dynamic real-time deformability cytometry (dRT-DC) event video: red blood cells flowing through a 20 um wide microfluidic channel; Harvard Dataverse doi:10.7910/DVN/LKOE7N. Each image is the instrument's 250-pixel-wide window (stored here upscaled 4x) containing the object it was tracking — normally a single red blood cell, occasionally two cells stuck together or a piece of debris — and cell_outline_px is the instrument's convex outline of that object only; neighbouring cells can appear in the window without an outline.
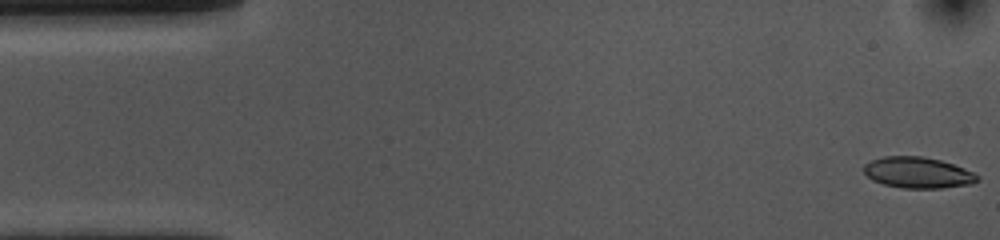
{"species": "common noctule bat (a hibernating species)", "species_latin": "Nyctalus noctula", "temperature_condition": "cold", "stored_images_in_passage": 53, "camera_frame_rate_fps": 3000, "um_per_image_px": 0.085, "animal": {"sex": "female", "body_mass_g": 10.0, "forearm_length_mm": 53.1}, "frame": {"image": 1, "passage_image": 1, "time_ms": 0.0, "image_size_px": [1000, 240], "cell_outline_px": [[980, 180], [972, 184], [940, 188], [900, 188], [884, 184], [872, 180], [864, 172], [864, 164], [872, 160], [884, 156], [920, 156], [940, 160], [964, 168], [980, 176]], "centroid_in_image_um": [78.03, 14.68], "position_along_channel_um": 7.0, "area_um2": 20.52}}
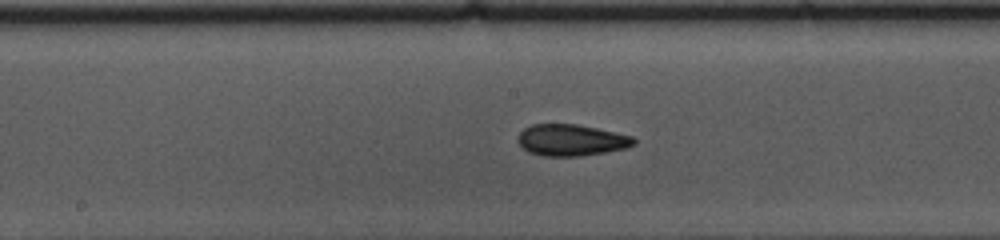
{"frame": {"image": 2, "passage_image": 26, "time_ms": 8.333, "image_size_px": [1000, 240], "cell_outline_px": [[636, 144], [628, 148], [580, 156], [544, 156], [528, 152], [516, 140], [516, 136], [524, 128], [532, 124], [576, 124], [596, 128], [632, 136], [636, 140]], "centroid_in_image_um": [48.54, 11.91], "position_along_channel_um": 199.7, "area_um2": 21.33}}
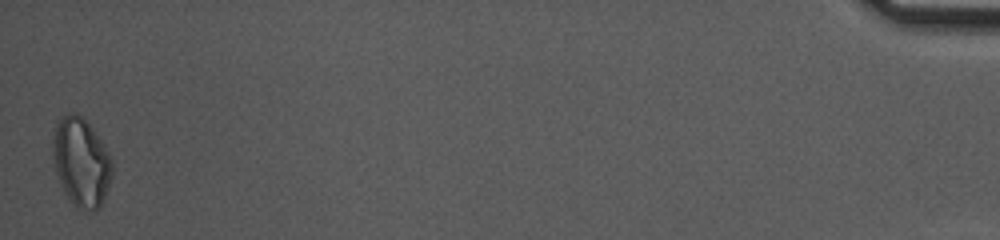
{"frame": {"image": 3, "passage_image": 53, "time_ms": 17.333, "image_size_px": [1000, 240], "cell_outline_px": [[112, 176], [108, 188], [100, 208], [92, 212], [76, 208], [72, 204], [64, 192], [56, 172], [52, 156], [52, 140], [56, 124], [68, 112], [76, 112], [92, 128], [108, 152], [112, 160]], "centroid_in_image_um": [6.89, 13.82], "position_along_channel_um": 428.3, "area_um2": 30.69}, "authors_computed_cell_mechanics": {"area_um2": 20.808, "velocity_mm_per_s": 3.6632, "shape_relaxation_time_tau1_ms": 7.9008, "shape_relaxation_time_tau2_ms": 2.7214, "deformation_change_tau1": 0.1562, "deformation_change_tau2": 0.0805}}